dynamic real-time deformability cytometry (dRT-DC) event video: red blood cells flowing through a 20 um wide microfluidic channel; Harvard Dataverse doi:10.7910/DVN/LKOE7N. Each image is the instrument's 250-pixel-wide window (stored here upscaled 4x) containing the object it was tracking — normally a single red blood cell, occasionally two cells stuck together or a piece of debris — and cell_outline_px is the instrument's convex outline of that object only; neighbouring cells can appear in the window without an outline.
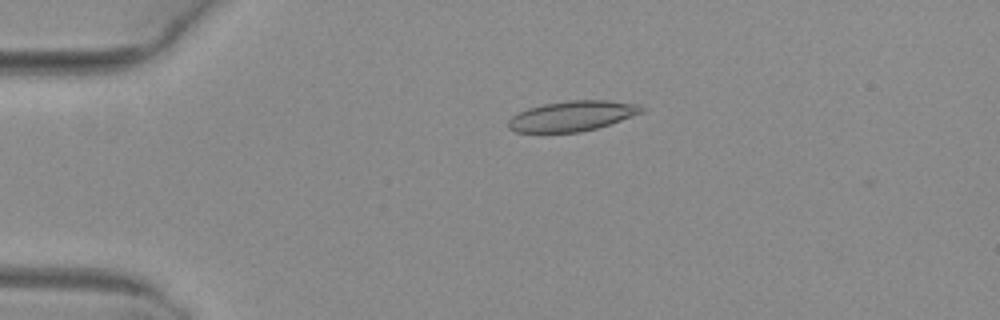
{"species": "common noctule bat (a hibernating species)", "species_latin": "Nyctalus noctula", "temperature_condition": "warm", "stored_images_in_passage": 52, "camera_frame_rate_fps": 3000, "um_per_image_px": 0.085, "animal": {"sex": "female", "body_mass_g": 29.2, "forearm_length_mm": 56.3}, "frame": {"image": 1, "passage_image": 12, "time_ms": 3.667, "image_size_px": [1000, 320], "cell_outline_px": [[644, 112], [596, 128], [580, 132], [516, 132], [508, 128], [508, 120], [512, 116], [528, 108], [544, 104], [568, 100], [608, 100], [636, 104], [644, 108]], "centroid_in_image_um": [48.62, 9.85], "position_along_channel_um": 36.4, "area_um2": 23.24}}
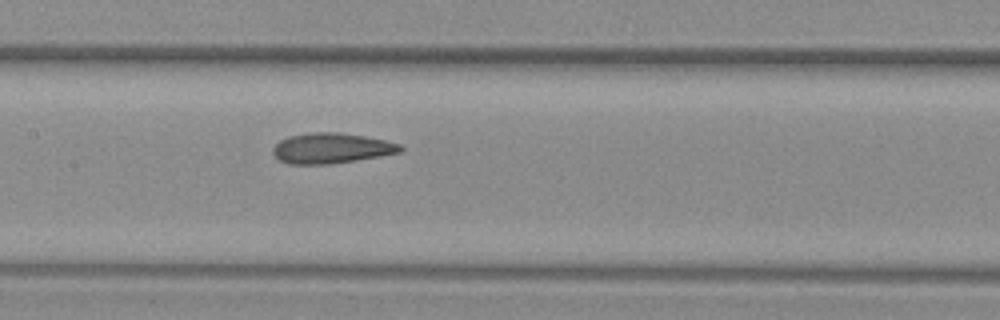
{"frame": {"image": 2, "passage_image": 26, "time_ms": 8.333, "image_size_px": [1000, 320], "cell_outline_px": [[404, 148], [400, 152], [380, 156], [356, 160], [328, 164], [288, 164], [280, 160], [272, 152], [272, 148], [280, 140], [288, 136], [312, 132], [340, 132], [364, 136], [384, 140], [400, 144]], "centroid_in_image_um": [28.15, 12.59], "position_along_channel_um": 179.2, "area_um2": 22.48}}
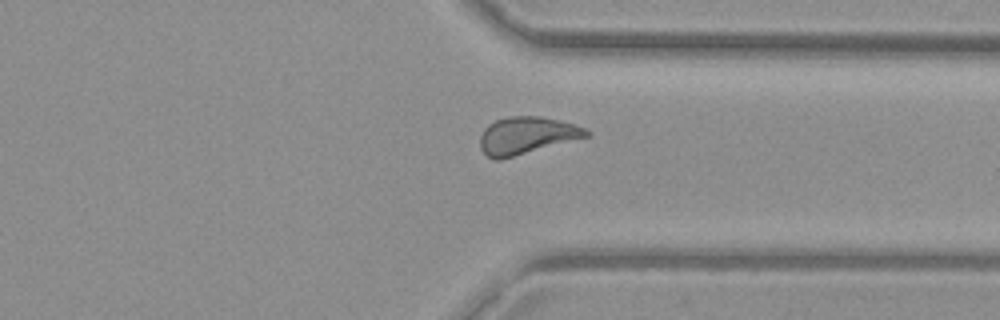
{"frame": {"image": 3, "passage_image": 40, "time_ms": 13.0, "image_size_px": [1000, 320], "cell_outline_px": [[592, 136], [500, 160], [496, 160], [488, 156], [480, 148], [480, 136], [484, 128], [488, 124], [496, 120], [508, 116], [540, 116], [560, 120], [576, 124], [592, 132]], "centroid_in_image_um": [44.81, 11.51], "position_along_channel_um": 366.6, "area_um2": 23.41}, "authors_computed_cell_mechanics": {"area_um2": 23.0911, "velocity_mm_per_s": 4.0229, "shape_relaxation_time_tau1_ms": null, "shape_relaxation_time_tau2_ms": 1.8715, "deformation_change_tau1": null, "deformation_change_tau2": 0.0827}}